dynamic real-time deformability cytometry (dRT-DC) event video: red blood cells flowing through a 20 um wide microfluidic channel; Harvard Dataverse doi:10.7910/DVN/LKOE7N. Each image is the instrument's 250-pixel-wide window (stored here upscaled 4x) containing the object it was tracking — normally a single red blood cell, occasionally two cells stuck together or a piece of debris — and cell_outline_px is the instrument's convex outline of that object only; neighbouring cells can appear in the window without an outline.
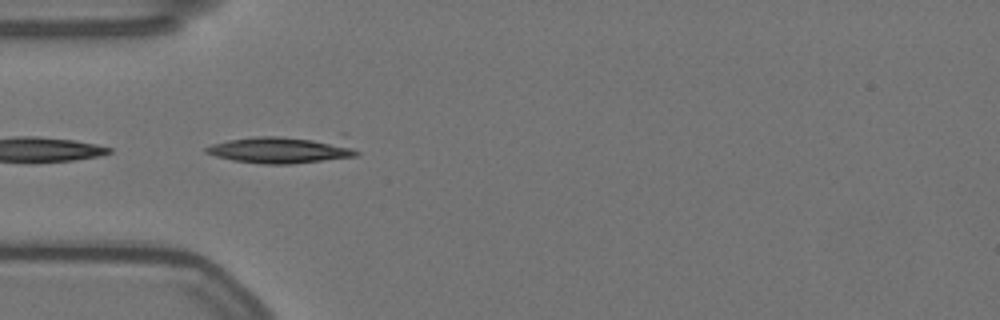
{"species": "Egyptian fruit bat (a non-hibernating species)", "species_latin": "Rousettus aegyptiacus", "temperature_condition": "warm", "stored_images_in_passage": 22, "camera_frame_rate_fps": 3000, "um_per_image_px": 0.085, "animal": {"sex": "female"}, "frame": {"image": 1, "passage_image": 1, "time_ms": 0.0, "image_size_px": [1000, 320], "cell_outline_px": [[360, 152], [356, 156], [292, 164], [264, 164], [232, 160], [216, 156], [204, 152], [204, 148], [212, 144], [228, 140], [256, 136], [344, 132]], "centroid_in_image_um": [24.28, 12.62], "position_along_channel_um": 60.7, "area_um2": 26.3}}
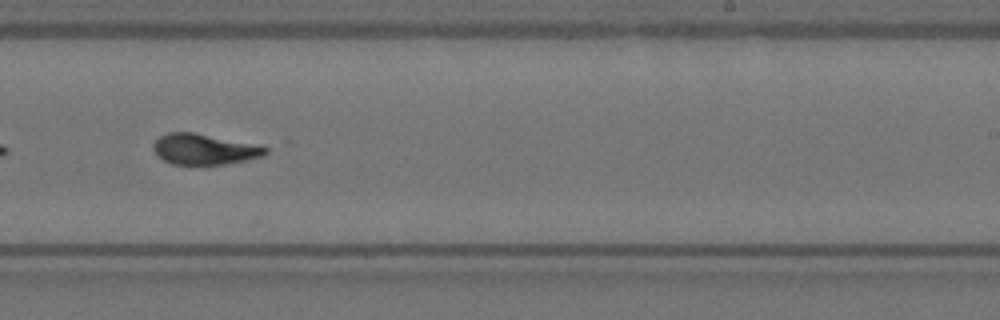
{"frame": {"image": 2, "passage_image": 19, "time_ms": 6.0, "image_size_px": [1000, 320], "cell_outline_px": [[268, 152], [264, 156], [248, 160], [224, 164], [172, 164], [156, 156], [152, 148], [152, 144], [160, 136], [168, 132], [192, 132], [268, 148]], "centroid_in_image_um": [17.29, 12.7], "position_along_channel_um": 271.7, "area_um2": 19.71}}
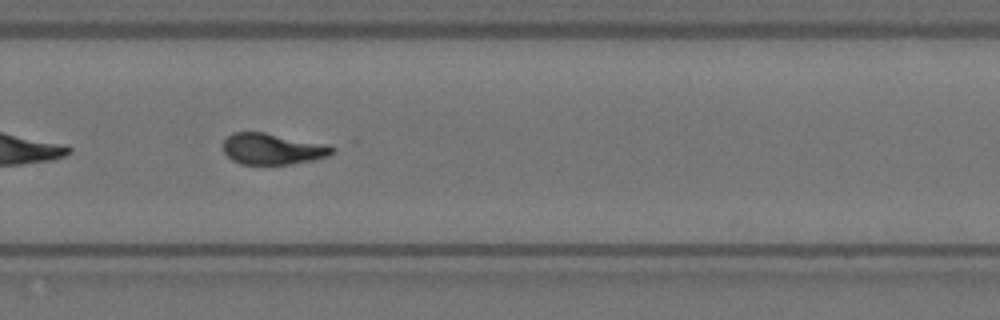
{"frame": {"image": 3, "passage_image": 22, "time_ms": 7.0, "image_size_px": [1000, 320], "cell_outline_px": [[336, 152], [328, 156], [312, 160], [292, 164], [240, 164], [232, 160], [224, 152], [224, 140], [232, 132], [264, 132], [328, 144], [336, 148]], "centroid_in_image_um": [23.2, 12.65], "position_along_channel_um": 306.6, "area_um2": 19.94}}